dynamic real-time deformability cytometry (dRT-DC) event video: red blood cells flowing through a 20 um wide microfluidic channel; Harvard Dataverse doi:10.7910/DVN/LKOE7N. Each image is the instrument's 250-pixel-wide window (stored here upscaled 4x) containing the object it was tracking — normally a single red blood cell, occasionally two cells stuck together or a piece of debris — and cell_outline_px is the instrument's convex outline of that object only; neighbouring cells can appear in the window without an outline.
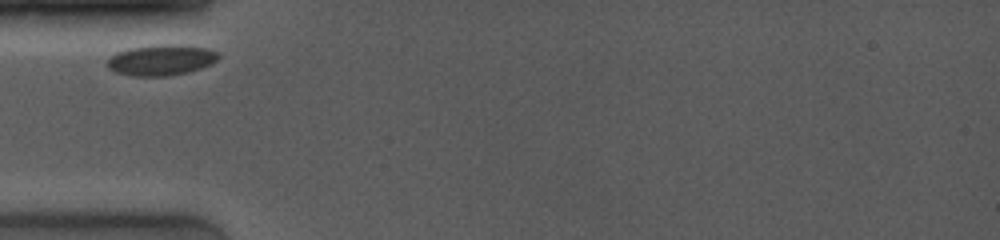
{"species": "common noctule bat (a hibernating species)", "species_latin": "Nyctalus noctula", "temperature_condition": "room temperature", "stored_images_in_passage": 5, "camera_frame_rate_fps": 4000, "um_per_image_px": 0.085, "animal": {"sex": "female", "body_mass_g": 19.0, "forearm_length_mm": 53.3}, "frame": {"image": 1, "passage_image": 1, "time_ms": 0.0, "image_size_px": [1000, 240], "cell_outline_px": [[220, 56], [212, 64], [188, 72], [168, 76], [132, 76], [116, 72], [108, 68], [108, 56], [116, 52], [128, 48], [160, 44], [184, 44], [208, 48], [220, 52]], "centroid_in_image_um": [13.72, 5.08], "position_along_channel_um": 71.3, "area_um2": 20.29}}
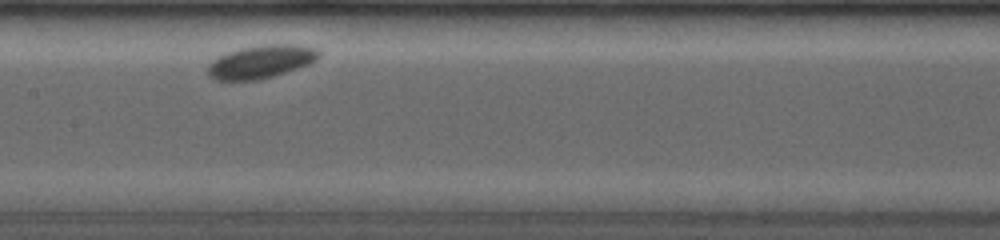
{"frame": {"image": 2, "passage_image": 4, "time_ms": 3.25, "image_size_px": [1000, 240], "cell_outline_px": [[320, 56], [316, 60], [308, 64], [272, 76], [256, 80], [216, 80], [208, 76], [208, 64], [212, 60], [228, 52], [240, 48], [268, 44], [296, 44], [316, 48], [320, 52]], "centroid_in_image_um": [22.18, 5.23], "position_along_channel_um": 185.2, "area_um2": 21.21}}